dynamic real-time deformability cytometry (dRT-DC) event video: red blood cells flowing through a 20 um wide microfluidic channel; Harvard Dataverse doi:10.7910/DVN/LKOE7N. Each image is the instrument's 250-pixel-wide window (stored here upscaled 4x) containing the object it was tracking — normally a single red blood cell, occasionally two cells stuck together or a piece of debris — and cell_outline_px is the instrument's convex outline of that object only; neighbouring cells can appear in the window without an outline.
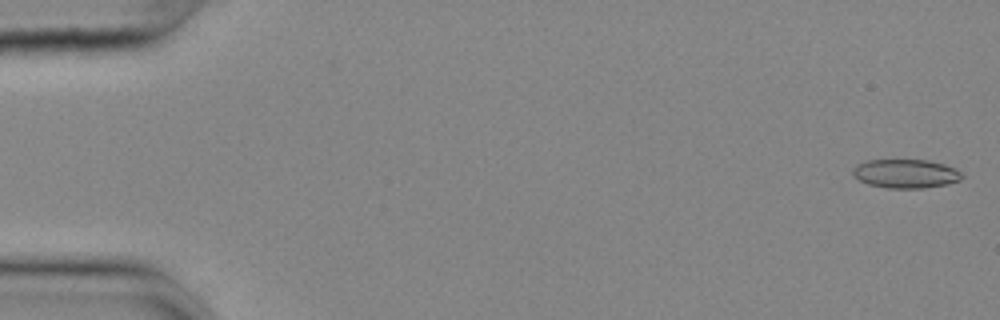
{"species": "common noctule bat (a hibernating species)", "species_latin": "Nyctalus noctula", "temperature_condition": "cold", "stored_images_in_passage": 56, "camera_frame_rate_fps": 3000, "um_per_image_px": 0.085, "animal": {"sex": "female", "body_mass_g": 25.1}, "frame": {"image": 1, "passage_image": 1, "time_ms": 0.0, "image_size_px": [1000, 320], "cell_outline_px": [[964, 176], [960, 180], [948, 184], [924, 188], [888, 188], [868, 184], [860, 180], [852, 172], [852, 168], [856, 164], [868, 160], [928, 160], [944, 164], [960, 172]], "centroid_in_image_um": [76.98, 14.76], "position_along_channel_um": 8.0, "area_um2": 18.26}}
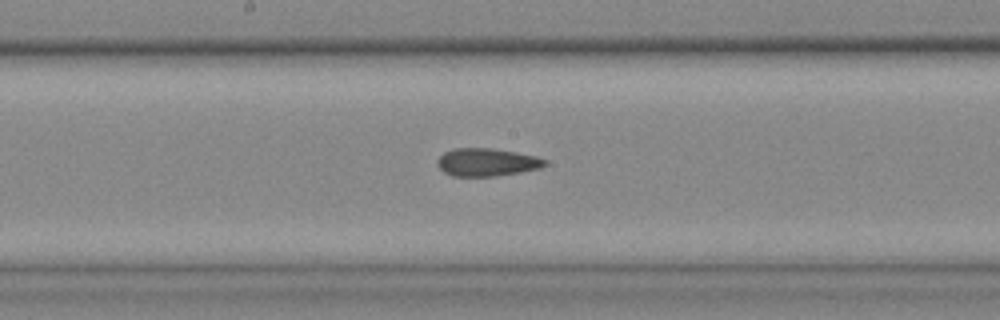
{"frame": {"image": 2, "passage_image": 29, "time_ms": 9.333, "image_size_px": [1000, 320], "cell_outline_px": [[548, 164], [540, 168], [520, 172], [496, 176], [452, 176], [444, 172], [436, 164], [436, 160], [444, 152], [452, 148], [492, 148], [516, 152], [536, 156], [548, 160]], "centroid_in_image_um": [41.38, 13.78], "position_along_channel_um": 206.8, "area_um2": 17.63}}
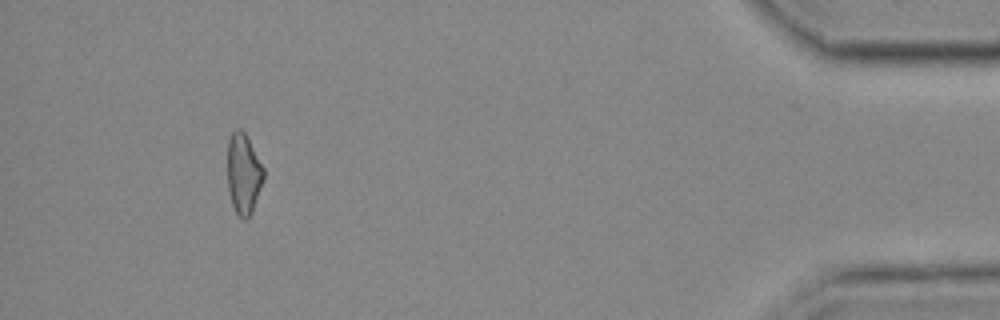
{"frame": {"image": 3, "passage_image": 51, "time_ms": 16.667, "image_size_px": [1000, 320], "cell_outline_px": [[264, 180], [252, 212], [244, 220], [236, 212], [232, 204], [228, 192], [228, 140], [232, 132], [236, 128], [240, 128], [244, 132], [264, 168]], "centroid_in_image_um": [20.7, 14.77], "position_along_channel_um": 414.5, "area_um2": 16.88}, "authors_computed_cell_mechanics": {"area_um2": 17.7157, "velocity_mm_per_s": 3.6853, "shape_relaxation_time_tau1_ms": 9.616, "shape_relaxation_time_tau2_ms": 1.4527, "deformation_change_tau1": 0.1727, "deformation_change_tau2": 0.0875}}